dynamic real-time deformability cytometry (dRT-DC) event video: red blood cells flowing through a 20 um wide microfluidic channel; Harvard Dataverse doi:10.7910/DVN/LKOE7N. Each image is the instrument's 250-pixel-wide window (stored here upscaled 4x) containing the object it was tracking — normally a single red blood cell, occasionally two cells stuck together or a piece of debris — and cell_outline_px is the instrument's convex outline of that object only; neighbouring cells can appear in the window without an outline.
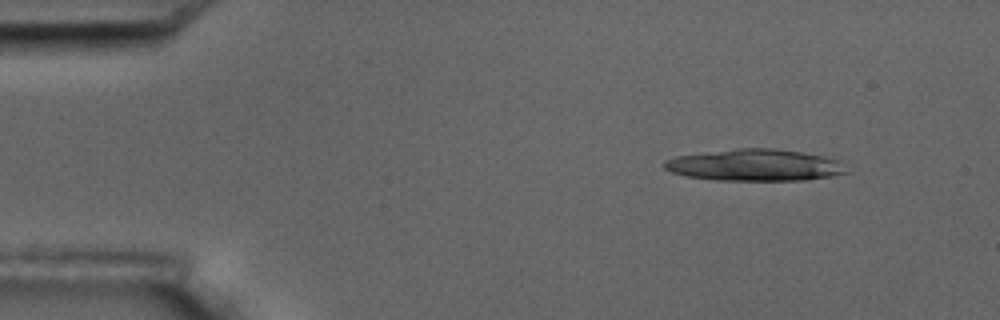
{"species": "common noctule bat (a hibernating species)", "species_latin": "Nyctalus noctula", "temperature_condition": "room temperature", "stored_images_in_passage": 29, "camera_frame_rate_fps": 3000, "um_per_image_px": 0.085, "animal": {"sex": "male", "body_mass_g": 17.5, "forearm_length_mm": 52.3}, "frame": {"image": 1, "passage_image": 5, "time_ms": 1.333, "image_size_px": [1000, 320], "cell_outline_px": [[848, 172], [832, 176], [804, 180], [716, 180], [688, 176], [672, 172], [664, 168], [664, 160], [676, 156], [736, 148], [772, 148], [800, 152], [824, 156], [836, 160]], "centroid_in_image_um": [64.13, 14.03], "position_along_channel_um": 20.9, "area_um2": 33.29}}